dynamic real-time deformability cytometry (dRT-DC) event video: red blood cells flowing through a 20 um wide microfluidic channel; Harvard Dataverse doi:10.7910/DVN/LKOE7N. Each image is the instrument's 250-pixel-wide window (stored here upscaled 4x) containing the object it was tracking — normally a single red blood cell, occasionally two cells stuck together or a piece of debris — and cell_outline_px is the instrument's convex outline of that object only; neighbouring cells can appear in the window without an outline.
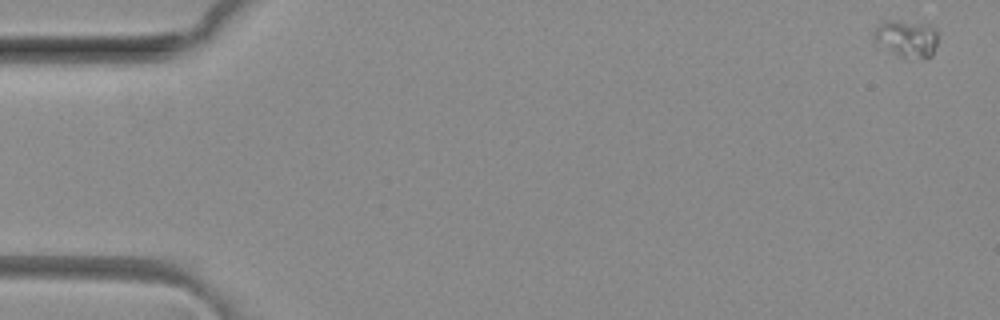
{"species": "common noctule bat (a hibernating species)", "species_latin": "Nyctalus noctula", "temperature_condition": "room temperature", "stored_images_in_passage": 5, "camera_frame_rate_fps": 3000, "um_per_image_px": 0.085, "animal": {"sex": "female", "body_mass_g": 29.2, "forearm_length_mm": 56.3}, "frame": {"image": 1, "passage_image": 1, "time_ms": 0.0, "image_size_px": [1000, 320], "cell_outline_px": [[936, 44], [932, 56], [908, 60], [904, 60], [892, 52], [872, 36], [872, 32], [876, 24], [884, 20], [896, 20], [932, 24], [936, 28]], "centroid_in_image_um": [77.07, 3.25], "position_along_channel_um": 7.9, "area_um2": 14.16}}